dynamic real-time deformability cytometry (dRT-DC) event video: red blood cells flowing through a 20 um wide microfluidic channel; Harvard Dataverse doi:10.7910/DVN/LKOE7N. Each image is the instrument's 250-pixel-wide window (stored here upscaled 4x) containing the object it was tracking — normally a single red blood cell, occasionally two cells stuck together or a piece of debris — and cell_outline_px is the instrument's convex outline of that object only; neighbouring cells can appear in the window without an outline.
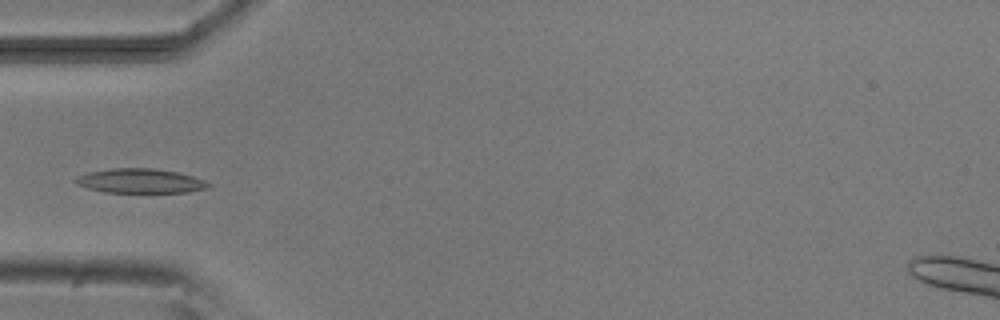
{"species": "common noctule bat (a hibernating species)", "species_latin": "Nyctalus noctula", "temperature_condition": "room temperature", "stored_images_in_passage": 8, "camera_frame_rate_fps": 3000, "um_per_image_px": 0.085, "animal": {"sex": "male", "body_mass_g": 20.5, "forearm_length_mm": 52.5}, "frame": {"image": 1, "passage_image": 4, "time_ms": 4.333, "image_size_px": [1000, 320], "cell_outline_px": [[212, 184], [208, 188], [188, 192], [104, 192], [88, 188], [76, 184], [72, 180], [76, 176], [88, 172], [112, 168], [152, 168], [176, 172], [192, 176], [204, 180]], "centroid_in_image_um": [11.89, 15.37], "position_along_channel_um": 73.1, "area_um2": 18.9}}
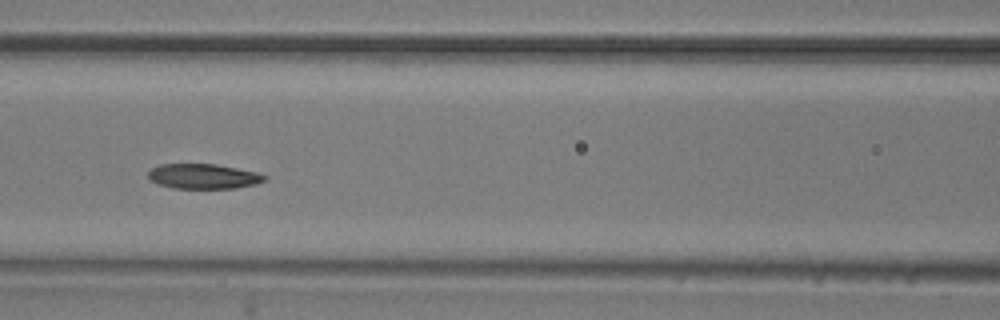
{"frame": {"image": 2, "passage_image": 6, "time_ms": 6.333, "image_size_px": [1000, 320], "cell_outline_px": [[268, 176], [264, 180], [256, 184], [236, 188], [172, 188], [156, 184], [148, 180], [148, 172], [152, 168], [160, 164], [216, 164], [256, 172]], "centroid_in_image_um": [17.24, 14.99], "position_along_channel_um": 149.4, "area_um2": 16.99}}
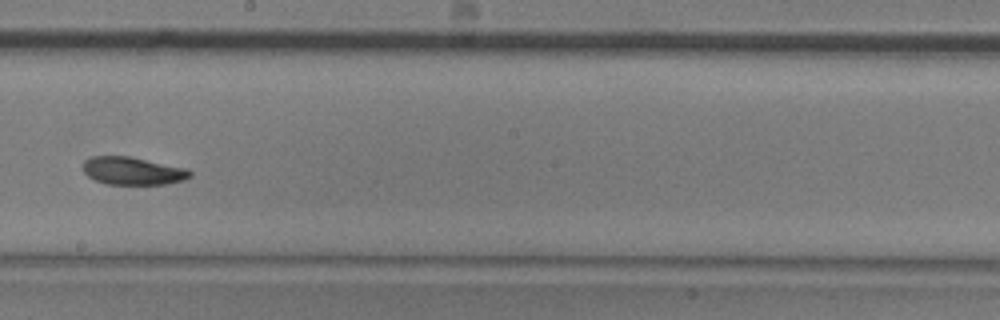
{"frame": {"image": 3, "passage_image": 8, "time_ms": 8.667, "image_size_px": [1000, 320], "cell_outline_px": [[192, 176], [184, 180], [164, 184], [104, 184], [88, 176], [84, 172], [84, 160], [92, 156], [132, 156], [188, 168], [192, 172]], "centroid_in_image_um": [11.32, 14.51], "position_along_channel_um": 236.9, "area_um2": 17.51}}